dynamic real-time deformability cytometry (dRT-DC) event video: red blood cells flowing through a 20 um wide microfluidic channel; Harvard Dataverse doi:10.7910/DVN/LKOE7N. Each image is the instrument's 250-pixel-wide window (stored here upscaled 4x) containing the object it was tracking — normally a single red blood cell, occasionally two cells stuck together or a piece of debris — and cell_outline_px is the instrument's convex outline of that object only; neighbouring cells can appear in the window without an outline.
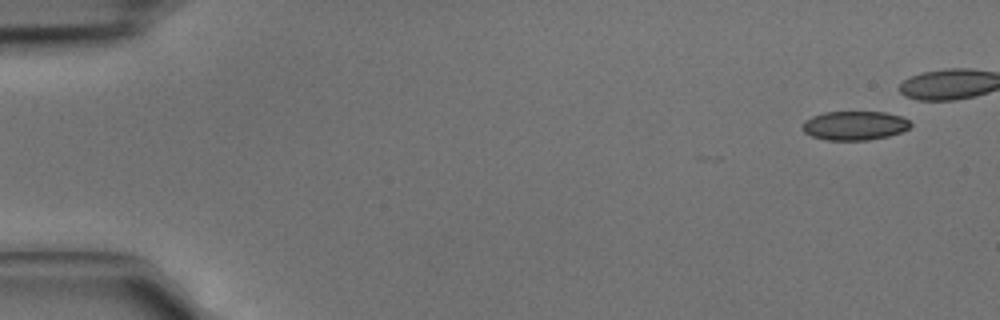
{"species": "common noctule bat (a hibernating species)", "species_latin": "Nyctalus noctula", "temperature_condition": "cold", "stored_images_in_passage": 4, "camera_frame_rate_fps": 3000, "um_per_image_px": 0.085, "animal": {"sex": "male", "body_mass_g": 15.6}, "frame": {"image": 1, "passage_image": 1, "time_ms": 0.0, "image_size_px": [1000, 320], "cell_outline_px": [[912, 124], [908, 128], [900, 132], [888, 136], [868, 140], [824, 140], [812, 136], [804, 132], [804, 120], [812, 116], [824, 112], [884, 112], [900, 116], [908, 120]], "centroid_in_image_um": [72.63, 10.67], "position_along_channel_um": 12.4, "area_um2": 18.15}}
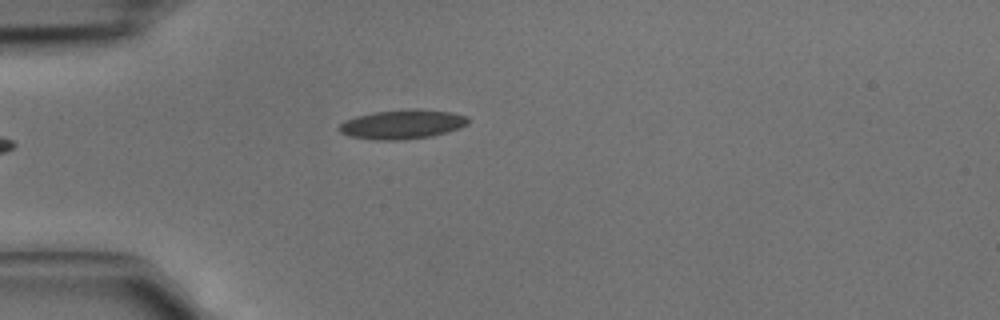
{"frame": {"image": 2, "passage_image": 4, "time_ms": 1.0, "image_size_px": [1000, 320], "cell_outline_px": [[468, 124], [460, 128], [432, 136], [404, 140], [376, 140], [348, 136], [340, 132], [336, 128], [344, 120], [356, 116], [372, 112], [408, 108], [416, 108], [452, 112], [468, 116]], "centroid_in_image_um": [34.18, 10.56], "position_along_channel_um": 50.8, "area_um2": 22.43}}